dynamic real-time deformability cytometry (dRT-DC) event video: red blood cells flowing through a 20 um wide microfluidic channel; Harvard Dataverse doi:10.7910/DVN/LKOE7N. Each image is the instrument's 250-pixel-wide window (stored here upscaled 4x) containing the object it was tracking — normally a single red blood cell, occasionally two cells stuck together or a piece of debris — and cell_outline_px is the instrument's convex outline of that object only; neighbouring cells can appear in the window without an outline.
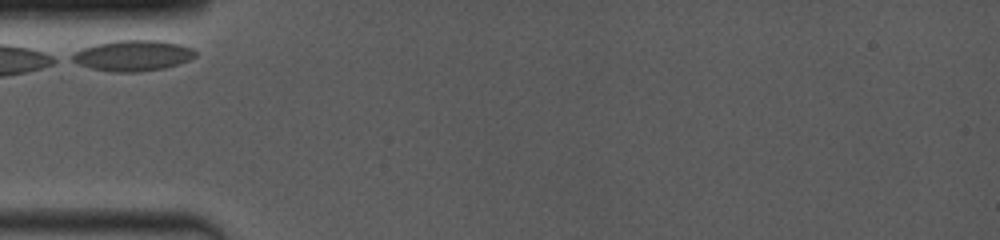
{"species": "common noctule bat (a hibernating species)", "species_latin": "Nyctalus noctula", "temperature_condition": "room temperature", "stored_images_in_passage": 21, "camera_frame_rate_fps": 4000, "um_per_image_px": 0.085, "animal": {"sex": "female", "body_mass_g": 19.0, "forearm_length_mm": 53.3}, "frame": {"image": 1, "passage_image": 1, "time_ms": 0.0, "image_size_px": [1000, 240], "cell_outline_px": [[196, 56], [188, 60], [164, 68], [140, 72], [116, 72], [92, 68], [80, 64], [72, 60], [68, 56], [84, 48], [96, 44], [116, 40], [160, 40], [180, 44], [192, 48], [196, 52]], "centroid_in_image_um": [11.31, 4.71], "position_along_channel_um": 73.7, "area_um2": 21.91}}
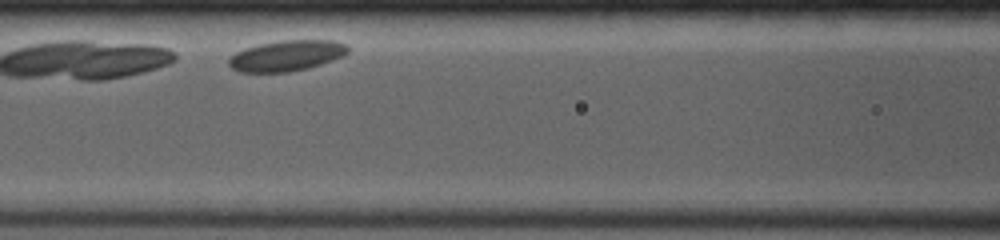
{"frame": {"image": 2, "passage_image": 10, "time_ms": 2.0, "image_size_px": [1000, 240], "cell_outline_px": [[348, 52], [332, 60], [308, 68], [288, 72], [240, 72], [232, 68], [228, 64], [228, 60], [236, 52], [244, 48], [260, 44], [280, 40], [332, 40], [348, 44]], "centroid_in_image_um": [24.35, 4.73], "position_along_channel_um": 142.3, "area_um2": 21.21}}
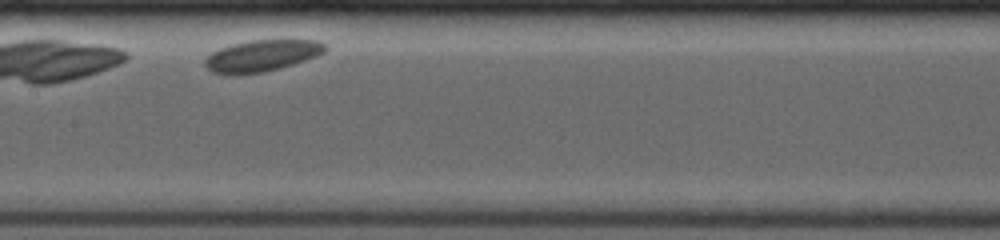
{"frame": {"image": 3, "passage_image": 16, "time_ms": 3.25, "image_size_px": [1000, 240], "cell_outline_px": [[328, 48], [324, 52], [304, 60], [292, 64], [260, 72], [212, 72], [204, 64], [204, 60], [212, 52], [220, 48], [232, 44], [252, 40], [320, 40], [328, 44]], "centroid_in_image_um": [22.31, 4.68], "position_along_channel_um": 185.1, "area_um2": 21.27}}